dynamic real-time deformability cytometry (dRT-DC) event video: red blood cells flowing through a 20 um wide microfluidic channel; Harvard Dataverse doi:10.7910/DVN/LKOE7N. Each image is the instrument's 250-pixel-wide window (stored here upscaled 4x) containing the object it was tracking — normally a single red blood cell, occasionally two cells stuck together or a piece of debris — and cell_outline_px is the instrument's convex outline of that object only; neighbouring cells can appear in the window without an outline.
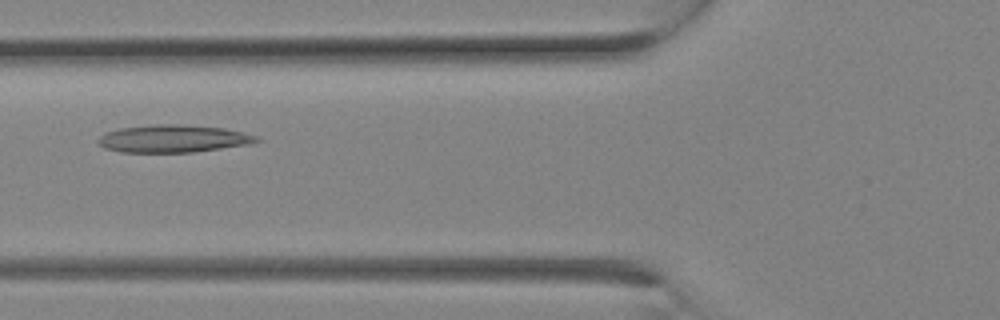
{"species": "Egyptian fruit bat (a non-hibernating species)", "species_latin": "Rousettus aegyptiacus", "temperature_condition": "room temperature", "stored_images_in_passage": 11, "camera_frame_rate_fps": 3000, "um_per_image_px": 0.085, "animal": {"sex": "female"}, "frame": {"image": 1, "passage_image": 10, "time_ms": 3.0, "image_size_px": [1000, 320], "cell_outline_px": [[260, 140], [248, 144], [192, 152], [120, 152], [104, 148], [96, 140], [104, 132], [120, 128], [156, 124], [180, 124], [224, 128], [256, 136]], "centroid_in_image_um": [14.64, 11.78], "position_along_channel_um": 111.2, "area_um2": 25.2}}